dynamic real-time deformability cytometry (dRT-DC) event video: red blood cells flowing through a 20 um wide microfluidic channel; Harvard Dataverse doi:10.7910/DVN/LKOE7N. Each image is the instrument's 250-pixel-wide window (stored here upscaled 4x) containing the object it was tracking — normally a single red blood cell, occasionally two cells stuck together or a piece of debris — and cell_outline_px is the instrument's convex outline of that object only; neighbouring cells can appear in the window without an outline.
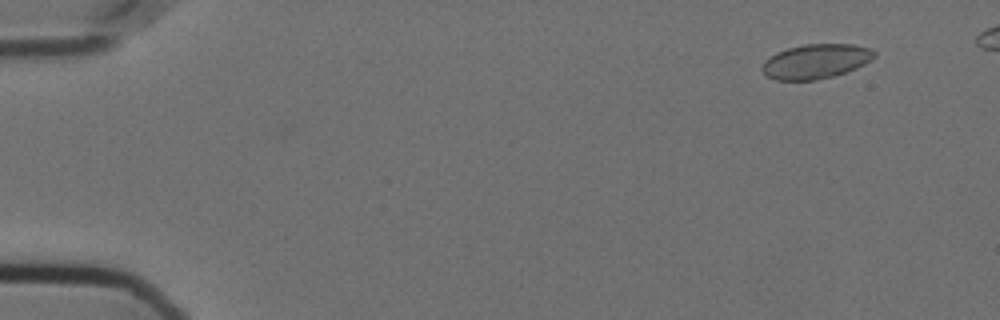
{"species": "Egyptian fruit bat (a non-hibernating species)", "species_latin": "Rousettus aegyptiacus", "temperature_condition": "cold", "stored_images_in_passage": 54, "camera_frame_rate_fps": 3000, "um_per_image_px": 0.085, "animal": {"sex": "female"}, "frame": {"image": 1, "passage_image": 5, "time_ms": 1.333, "image_size_px": [1000, 320], "cell_outline_px": [[876, 56], [872, 60], [856, 68], [832, 76], [816, 80], [776, 80], [768, 76], [760, 68], [764, 60], [776, 52], [788, 48], [804, 44], [852, 44], [872, 48], [876, 52]], "centroid_in_image_um": [69.35, 5.2], "position_along_channel_um": 15.6, "area_um2": 22.66}}
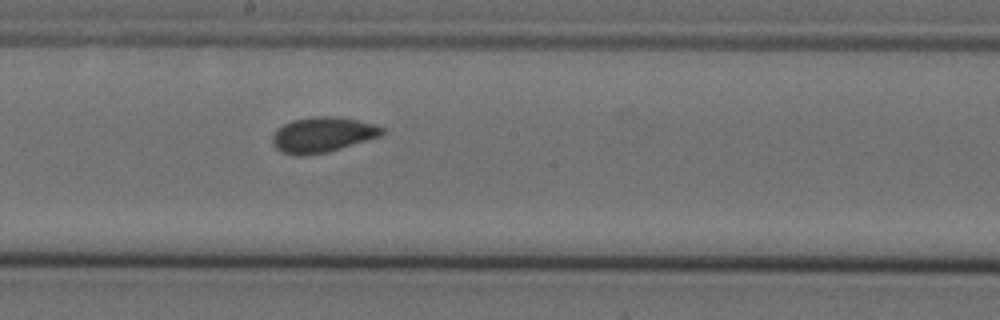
{"frame": {"image": 2, "passage_image": 32, "time_ms": 10.333, "image_size_px": [1000, 320], "cell_outline_px": [[384, 132], [380, 136], [328, 152], [304, 156], [296, 156], [284, 152], [276, 148], [272, 144], [272, 136], [276, 128], [292, 120], [312, 116], [340, 116], [376, 124], [384, 128]], "centroid_in_image_um": [27.4, 11.44], "position_along_channel_um": 220.8, "area_um2": 22.77}}
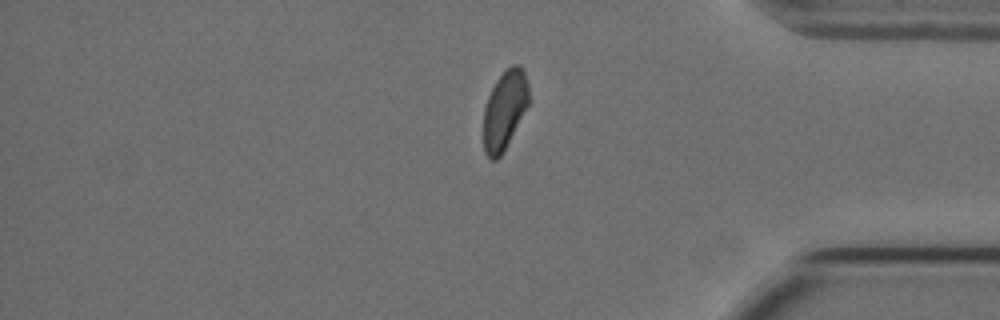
{"frame": {"image": 3, "passage_image": 48, "time_ms": 15.667, "image_size_px": [1000, 320], "cell_outline_px": [[528, 104], [504, 152], [496, 160], [492, 160], [484, 152], [484, 108], [488, 96], [496, 80], [512, 64], [520, 64], [524, 72], [528, 84]], "centroid_in_image_um": [42.88, 9.36], "position_along_channel_um": 392.3, "area_um2": 20.58}}